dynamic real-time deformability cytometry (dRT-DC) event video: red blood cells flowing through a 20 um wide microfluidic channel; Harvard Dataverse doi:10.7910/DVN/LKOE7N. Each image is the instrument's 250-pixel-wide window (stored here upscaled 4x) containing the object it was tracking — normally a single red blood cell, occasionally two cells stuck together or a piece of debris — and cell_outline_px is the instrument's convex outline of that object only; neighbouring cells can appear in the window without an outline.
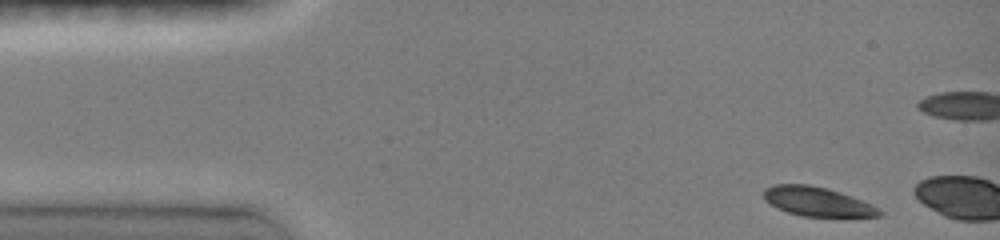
{"species": "common noctule bat (a hibernating species)", "species_latin": "Nyctalus noctula", "temperature_condition": "room temperature", "stored_images_in_passage": 4, "camera_frame_rate_fps": 3000, "um_per_image_px": 0.085, "animal": {"sex": "female", "body_mass_g": 19.0, "forearm_length_mm": 51.5}, "frame": {"image": 1, "passage_image": 1, "time_ms": 0.0, "image_size_px": [1000, 240], "cell_outline_px": [[884, 212], [880, 216], [800, 216], [776, 208], [764, 200], [764, 188], [772, 184], [808, 184], [828, 188], [852, 196], [872, 204], [880, 208]], "centroid_in_image_um": [69.46, 17.12], "position_along_channel_um": 15.5, "area_um2": 19.83}}